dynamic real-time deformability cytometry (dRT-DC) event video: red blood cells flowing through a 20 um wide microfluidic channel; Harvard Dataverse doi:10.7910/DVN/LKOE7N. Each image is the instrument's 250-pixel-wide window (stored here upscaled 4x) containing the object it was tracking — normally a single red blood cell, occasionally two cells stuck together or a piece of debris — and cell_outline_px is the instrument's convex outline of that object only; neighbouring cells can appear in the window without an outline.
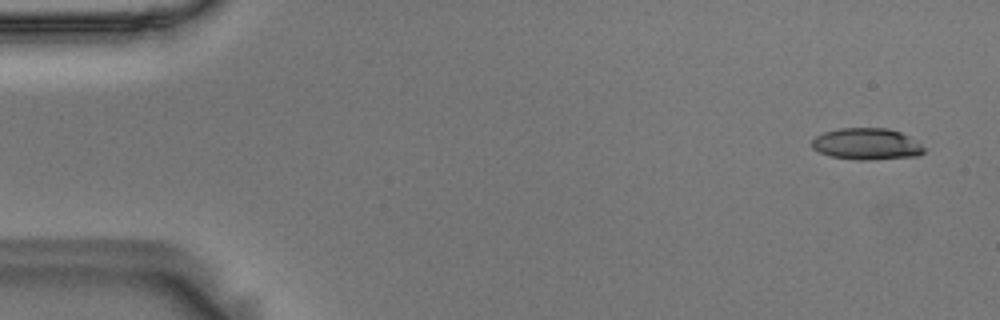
{"species": "Egyptian fruit bat (a non-hibernating species)", "species_latin": "Rousettus aegyptiacus", "temperature_condition": "room temperature", "stored_images_in_passage": 56, "camera_frame_rate_fps": 3000, "um_per_image_px": 0.085, "animal": {"sex": "male"}, "frame": {"image": 1, "passage_image": 3, "time_ms": 0.667, "image_size_px": [1000, 320], "cell_outline_px": [[924, 152], [920, 156], [868, 160], [860, 160], [828, 156], [812, 148], [812, 140], [816, 136], [824, 132], [840, 128], [888, 128], [900, 132], [908, 136], [920, 144], [924, 148]], "centroid_in_image_um": [73.66, 12.24], "position_along_channel_um": 11.3, "area_um2": 20.63}}
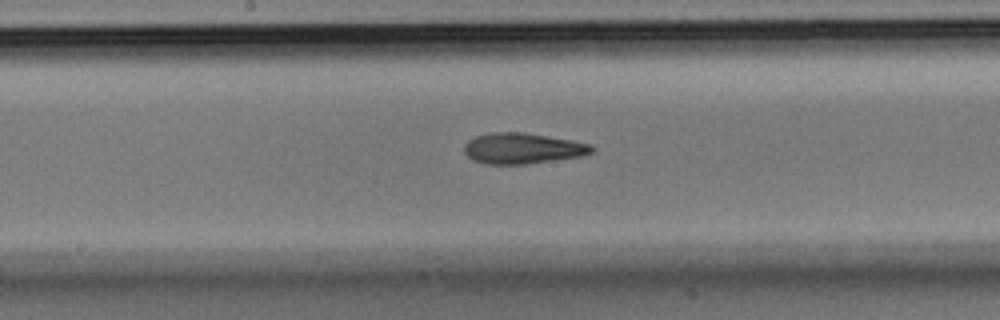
{"frame": {"image": 2, "passage_image": 29, "time_ms": 9.333, "image_size_px": [1000, 320], "cell_outline_px": [[596, 148], [592, 152], [584, 156], [524, 164], [484, 164], [472, 160], [464, 152], [464, 144], [468, 140], [476, 136], [492, 132], [524, 132], [572, 140], [592, 144]], "centroid_in_image_um": [44.43, 12.61], "position_along_channel_um": 203.8, "area_um2": 23.06}}
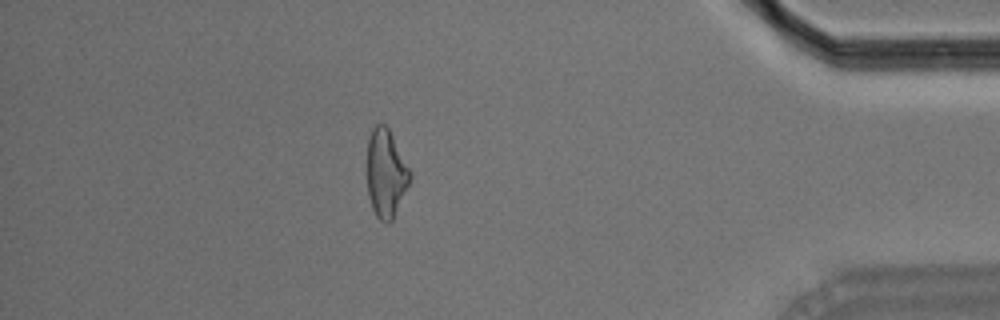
{"frame": {"image": 3, "passage_image": 49, "time_ms": 16.0, "image_size_px": [1000, 320], "cell_outline_px": [[412, 176], [392, 220], [380, 220], [376, 216], [372, 208], [368, 196], [368, 136], [372, 128], [376, 124], [384, 124], [388, 128], [412, 172]], "centroid_in_image_um": [32.8, 14.7], "position_along_channel_um": 402.4, "area_um2": 21.68}, "authors_computed_cell_mechanics": {"area_um2": 22.1663, "velocity_mm_per_s": 3.6063, "shape_relaxation_time_tau1_ms": 6.0566, "shape_relaxation_time_tau2_ms": 3.69, "deformation_change_tau1": 0.1967, "deformation_change_tau2": 0.1452}}